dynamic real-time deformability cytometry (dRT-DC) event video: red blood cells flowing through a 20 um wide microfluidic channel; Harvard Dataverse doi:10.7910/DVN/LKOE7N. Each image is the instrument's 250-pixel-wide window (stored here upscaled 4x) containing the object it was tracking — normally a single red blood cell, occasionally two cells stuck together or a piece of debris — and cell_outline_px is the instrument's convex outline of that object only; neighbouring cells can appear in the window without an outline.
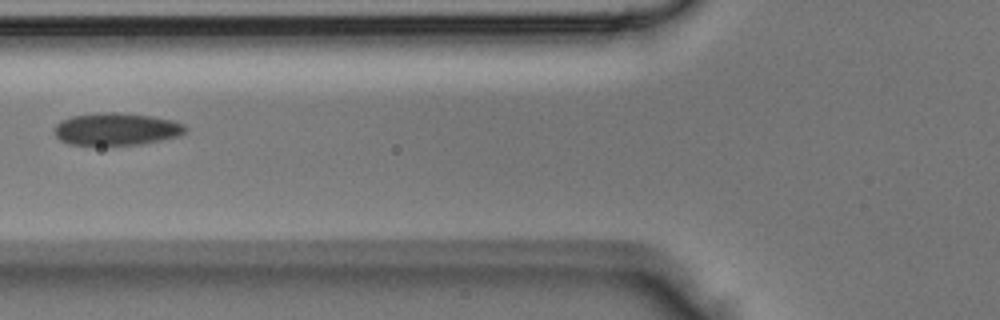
{"species": "Egyptian fruit bat (a non-hibernating species)", "species_latin": "Rousettus aegyptiacus", "temperature_condition": "room temperature", "stored_images_in_passage": 5, "camera_frame_rate_fps": 3000, "um_per_image_px": 0.085, "animal": {"sex": "male"}, "frame": {"image": 1, "passage_image": 5, "time_ms": 1.333, "image_size_px": [1000, 320], "cell_outline_px": [[188, 128], [184, 132], [176, 136], [160, 140], [140, 144], [68, 144], [60, 140], [56, 136], [56, 124], [72, 116], [104, 112], [116, 112], [152, 116], [172, 120], [184, 124]], "centroid_in_image_um": [9.91, 10.96], "position_along_channel_um": 115.9, "area_um2": 24.22}}